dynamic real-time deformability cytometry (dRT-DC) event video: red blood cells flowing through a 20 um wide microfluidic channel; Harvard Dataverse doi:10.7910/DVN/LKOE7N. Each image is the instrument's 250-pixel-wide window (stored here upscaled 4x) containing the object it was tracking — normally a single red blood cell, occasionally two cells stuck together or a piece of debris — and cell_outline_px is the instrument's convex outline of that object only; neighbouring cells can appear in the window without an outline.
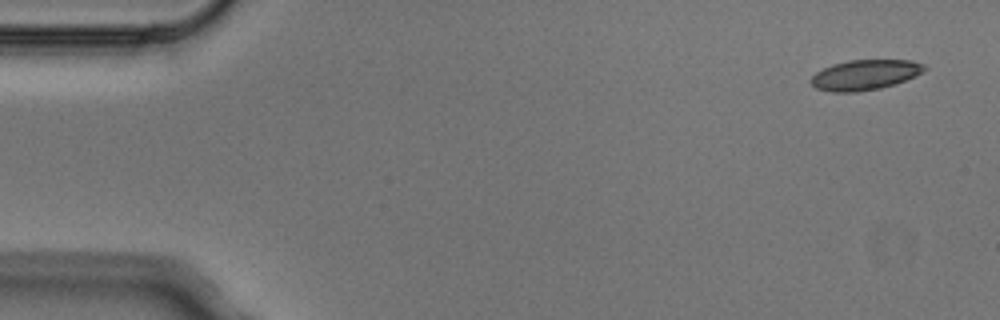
{"species": "Egyptian fruit bat (a non-hibernating species)", "species_latin": "Rousettus aegyptiacus", "temperature_condition": "cold", "stored_images_in_passage": 3, "camera_frame_rate_fps": 3000, "um_per_image_px": 0.085, "animal": {"sex": "male"}, "frame": {"image": 1, "passage_image": 1, "time_ms": 0.0, "image_size_px": [1000, 320], "cell_outline_px": [[928, 68], [916, 76], [880, 88], [856, 92], [832, 92], [816, 88], [808, 80], [816, 72], [832, 64], [848, 60], [912, 60], [924, 64]], "centroid_in_image_um": [73.51, 6.35], "position_along_channel_um": 11.5, "area_um2": 19.94}}
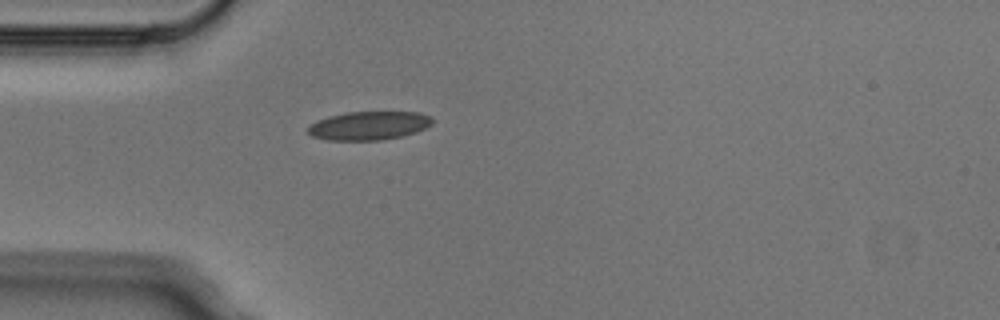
{"frame": {"image": 2, "passage_image": 3, "time_ms": 0.667, "image_size_px": [1000, 320], "cell_outline_px": [[432, 124], [416, 132], [400, 136], [380, 140], [328, 140], [312, 136], [308, 132], [308, 128], [312, 124], [328, 116], [344, 112], [420, 112], [432, 116]], "centroid_in_image_um": [31.38, 10.67], "position_along_channel_um": 53.6, "area_um2": 20.58}}